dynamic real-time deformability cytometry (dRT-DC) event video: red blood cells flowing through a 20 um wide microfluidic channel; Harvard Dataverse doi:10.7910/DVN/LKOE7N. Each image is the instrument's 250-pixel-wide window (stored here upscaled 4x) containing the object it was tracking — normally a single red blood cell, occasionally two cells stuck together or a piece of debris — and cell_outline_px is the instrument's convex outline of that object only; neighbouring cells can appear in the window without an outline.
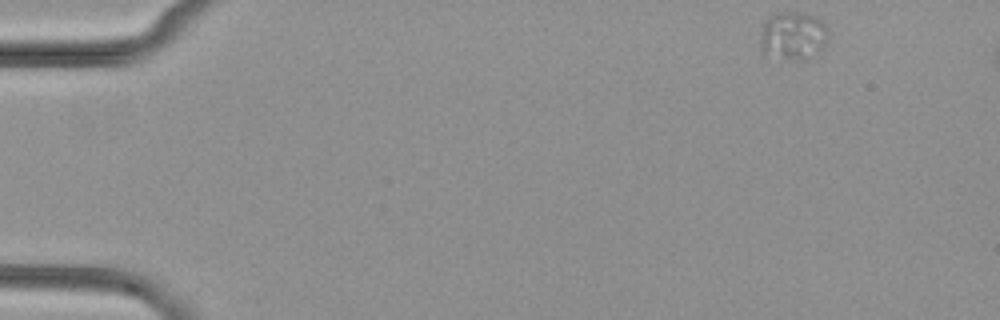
{"species": "common noctule bat (a hibernating species)", "species_latin": "Nyctalus noctula", "temperature_condition": "cold", "stored_images_in_passage": 26, "camera_frame_rate_fps": 3000, "um_per_image_px": 0.085, "animal": {"sex": "female", "body_mass_g": 29.2, "forearm_length_mm": 56.3}, "frame": {"image": 1, "passage_image": 1, "time_ms": 0.0, "image_size_px": [1000, 320], "cell_outline_px": [[828, 40], [808, 60], [796, 60], [764, 56], [760, 44], [760, 32], [764, 24], [776, 12], [804, 12], [816, 16], [828, 28]], "centroid_in_image_um": [67.4, 3.05], "position_along_channel_um": 17.6, "area_um2": 19.36}}